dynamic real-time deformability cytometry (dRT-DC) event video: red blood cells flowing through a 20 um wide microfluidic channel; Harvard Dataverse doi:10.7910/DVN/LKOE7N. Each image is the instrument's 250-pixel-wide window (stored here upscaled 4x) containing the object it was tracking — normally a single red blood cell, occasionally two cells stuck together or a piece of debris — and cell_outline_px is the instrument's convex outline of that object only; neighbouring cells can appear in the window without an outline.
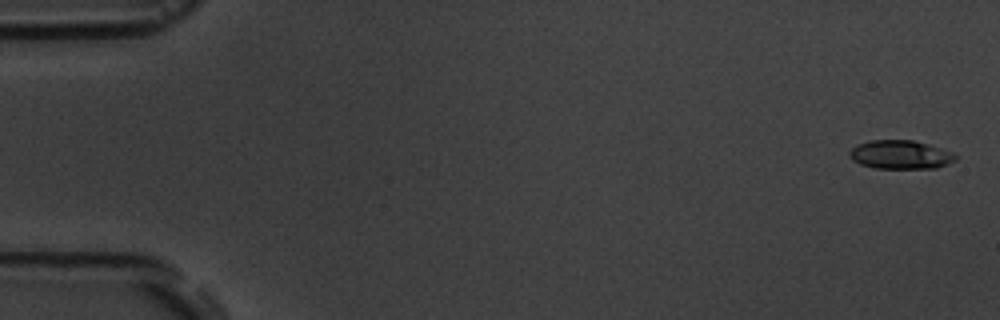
{"species": "common noctule bat (a hibernating species)", "species_latin": "Nyctalus noctula", "temperature_condition": "room temperature", "stored_images_in_passage": 12, "camera_frame_rate_fps": 3000, "um_per_image_px": 0.085, "animal": {"sex": "male", "body_mass_g": 19.5, "forearm_length_mm": 54.6}, "frame": {"image": 1, "passage_image": 1, "time_ms": 0.0, "image_size_px": [1000, 320], "cell_outline_px": [[956, 160], [948, 164], [936, 168], [876, 168], [860, 164], [852, 160], [848, 156], [848, 152], [852, 148], [868, 140], [912, 140], [928, 144], [952, 152], [956, 156]], "centroid_in_image_um": [76.52, 13.15], "position_along_channel_um": 8.5, "area_um2": 17.69}}
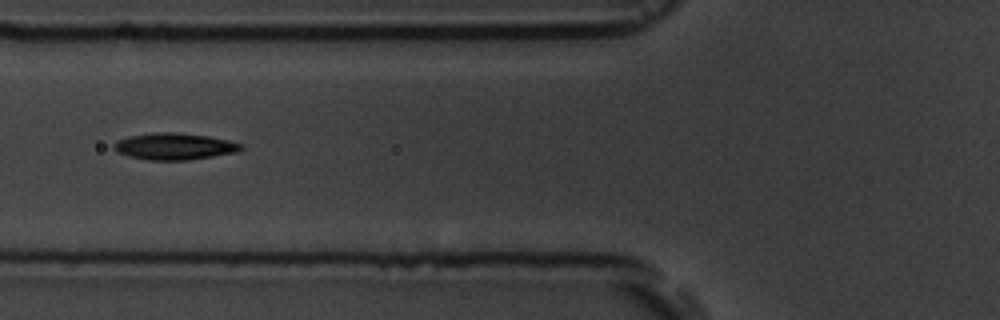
{"frame": {"image": 2, "passage_image": 7, "time_ms": 6.667, "image_size_px": [1000, 320], "cell_outline_px": [[244, 148], [236, 152], [188, 160], [148, 160], [128, 156], [116, 152], [112, 148], [112, 144], [116, 140], [128, 136], [156, 132], [172, 132], [208, 136], [228, 140], [244, 144]], "centroid_in_image_um": [14.78, 12.44], "position_along_channel_um": 111.0, "area_um2": 19.88}}
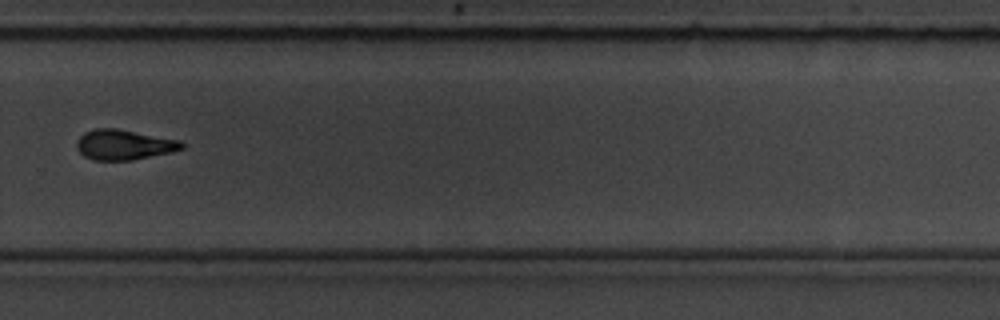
{"frame": {"image": 3, "passage_image": 12, "time_ms": 12.333, "image_size_px": [1000, 320], "cell_outline_px": [[184, 148], [172, 152], [132, 160], [92, 160], [84, 156], [76, 148], [76, 140], [84, 132], [96, 128], [116, 128], [180, 140], [184, 144]], "centroid_in_image_um": [10.52, 12.3], "position_along_channel_um": 319.3, "area_um2": 18.55}}